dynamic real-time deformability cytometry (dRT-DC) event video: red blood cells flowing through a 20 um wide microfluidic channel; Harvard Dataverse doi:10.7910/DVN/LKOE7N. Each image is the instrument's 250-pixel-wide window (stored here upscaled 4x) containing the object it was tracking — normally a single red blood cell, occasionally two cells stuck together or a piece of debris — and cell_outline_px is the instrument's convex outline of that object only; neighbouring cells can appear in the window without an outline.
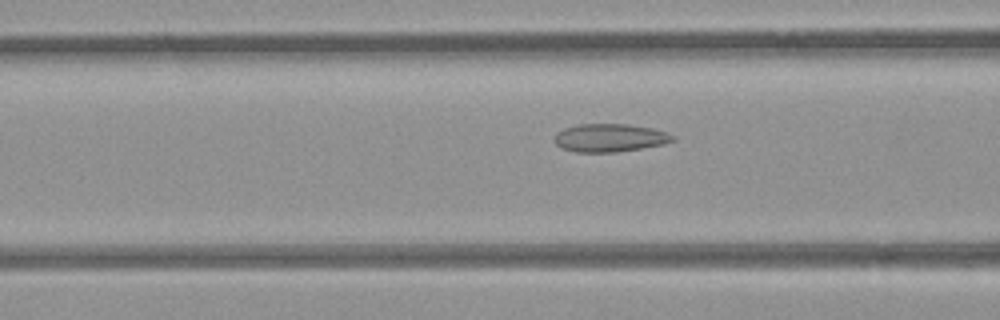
{"species": "common noctule bat (a hibernating species)", "species_latin": "Nyctalus noctula", "temperature_condition": "room temperature", "stored_images_in_passage": 34, "camera_frame_rate_fps": 3000, "um_per_image_px": 0.085, "animal": {"sex": "female", "body_mass_g": 21.9}, "frame": {"image": 1, "passage_image": 12, "time_ms": 3.667, "image_size_px": [1000, 320], "cell_outline_px": [[676, 140], [664, 144], [616, 152], [576, 152], [560, 148], [552, 140], [556, 132], [564, 128], [576, 124], [628, 124], [652, 128], [676, 136]], "centroid_in_image_um": [51.79, 11.71], "position_along_channel_um": 114.8, "area_um2": 19.54}}
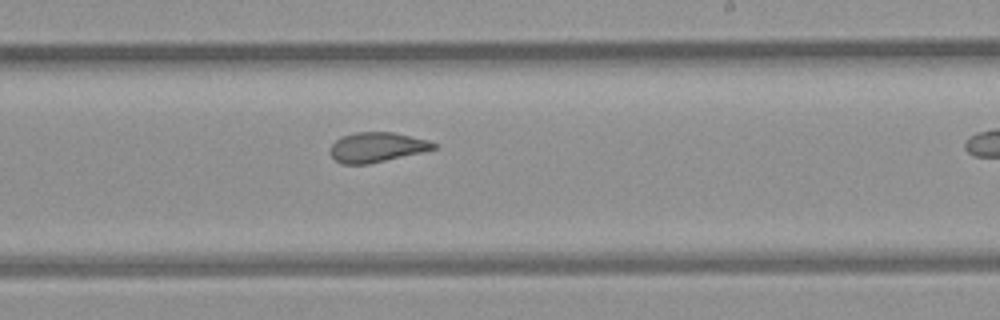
{"frame": {"image": 2, "passage_image": 23, "time_ms": 7.333, "image_size_px": [1000, 320], "cell_outline_px": [[436, 148], [420, 152], [368, 164], [340, 164], [328, 152], [328, 148], [340, 136], [356, 132], [392, 132], [428, 140], [436, 144]], "centroid_in_image_um": [31.95, 12.51], "position_along_channel_um": 257.0, "area_um2": 17.86}}
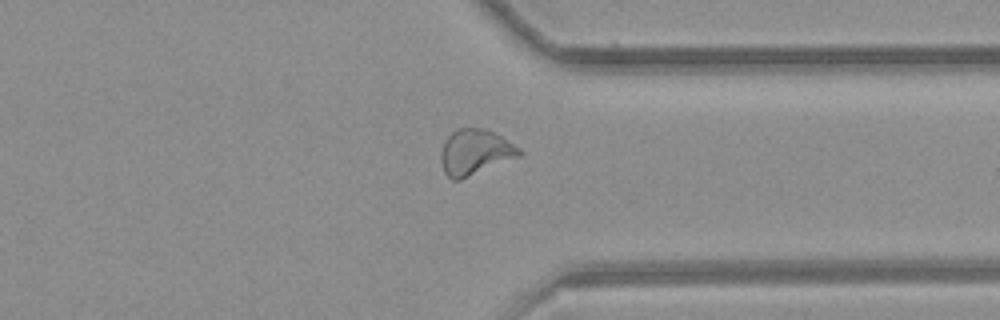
{"frame": {"image": 3, "passage_image": 32, "time_ms": 10.333, "image_size_px": [1000, 320], "cell_outline_px": [[524, 152], [520, 156], [460, 180], [452, 180], [444, 172], [440, 160], [440, 152], [448, 136], [456, 128], [484, 128], [500, 136], [520, 148]], "centroid_in_image_um": [40.37, 12.94], "position_along_channel_um": 371.0, "area_um2": 20.69}}